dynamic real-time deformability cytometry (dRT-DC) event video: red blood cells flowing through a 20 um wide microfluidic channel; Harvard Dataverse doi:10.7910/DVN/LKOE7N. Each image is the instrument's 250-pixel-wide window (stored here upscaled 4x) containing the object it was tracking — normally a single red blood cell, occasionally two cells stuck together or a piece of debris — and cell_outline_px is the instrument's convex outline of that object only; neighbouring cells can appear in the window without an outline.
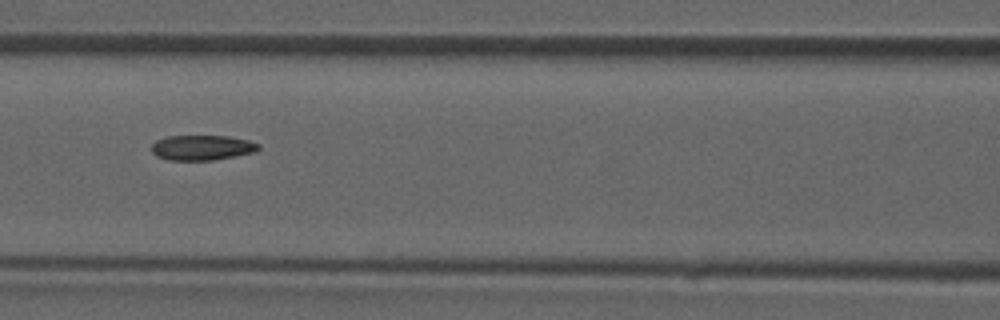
{"species": "common noctule bat (a hibernating species)", "species_latin": "Nyctalus noctula", "temperature_condition": "room temperature", "stored_images_in_passage": 48, "camera_frame_rate_fps": 3000, "um_per_image_px": 0.085, "animal": {"sex": "male", "forearm_length_mm": 52.5}, "frame": {"image": 1, "passage_image": 21, "time_ms": 6.667, "image_size_px": [1000, 320], "cell_outline_px": [[260, 148], [256, 152], [212, 160], [168, 160], [156, 156], [152, 152], [152, 144], [156, 140], [168, 136], [228, 136], [248, 140], [260, 144]], "centroid_in_image_um": [17.18, 12.55], "position_along_channel_um": 149.4, "area_um2": 15.66}}